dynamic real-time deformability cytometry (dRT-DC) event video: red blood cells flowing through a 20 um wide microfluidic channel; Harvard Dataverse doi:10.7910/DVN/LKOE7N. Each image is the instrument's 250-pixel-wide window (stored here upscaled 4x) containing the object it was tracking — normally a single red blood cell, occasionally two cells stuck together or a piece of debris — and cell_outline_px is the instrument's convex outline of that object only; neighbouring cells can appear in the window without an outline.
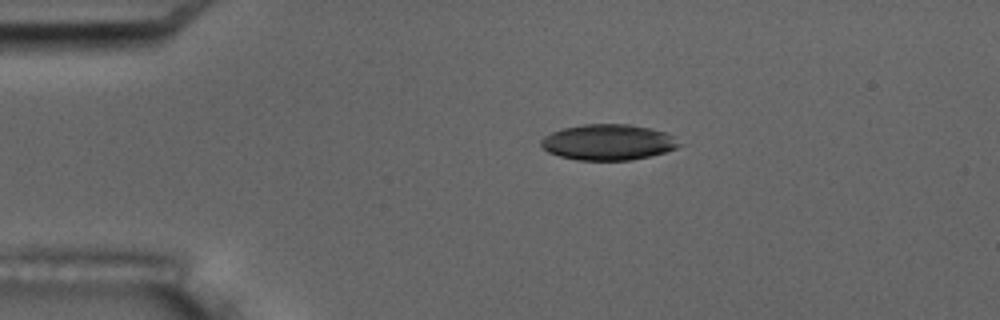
{"species": "common noctule bat (a hibernating species)", "species_latin": "Nyctalus noctula", "temperature_condition": "room temperature", "stored_images_in_passage": 5, "camera_frame_rate_fps": 3000, "um_per_image_px": 0.085, "animal": {"sex": "male", "body_mass_g": 17.5, "forearm_length_mm": 52.3}, "frame": {"image": 1, "passage_image": 3, "time_ms": 3.333, "image_size_px": [1000, 320], "cell_outline_px": [[688, 144], [664, 152], [632, 160], [576, 160], [560, 156], [548, 152], [540, 144], [540, 140], [544, 136], [552, 132], [564, 128], [584, 124], [628, 124], [652, 128], [676, 136]], "centroid_in_image_um": [51.77, 12.08], "position_along_channel_um": 33.2, "area_um2": 29.13}}